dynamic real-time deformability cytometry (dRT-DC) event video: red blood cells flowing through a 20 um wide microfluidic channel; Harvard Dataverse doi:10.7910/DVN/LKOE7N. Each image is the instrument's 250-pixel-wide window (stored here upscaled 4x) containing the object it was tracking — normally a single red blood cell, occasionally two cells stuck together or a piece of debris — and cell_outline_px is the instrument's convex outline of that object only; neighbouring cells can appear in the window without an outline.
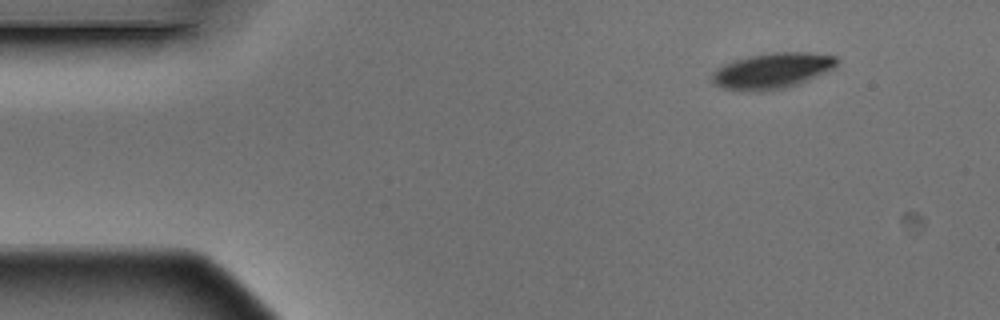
{"species": "Egyptian fruit bat (a non-hibernating species)", "species_latin": "Rousettus aegyptiacus", "temperature_condition": "warm", "stored_images_in_passage": 4, "camera_frame_rate_fps": 3000, "um_per_image_px": 0.085, "animal": {"sex": "male"}, "frame": {"image": 1, "passage_image": 1, "time_ms": 0.0, "image_size_px": [1000, 320], "cell_outline_px": [[840, 60], [832, 68], [824, 72], [796, 84], [784, 88], [760, 92], [724, 88], [716, 84], [712, 80], [712, 72], [716, 68], [732, 60], [748, 56], [772, 52], [812, 52], [836, 56]], "centroid_in_image_um": [65.61, 5.99], "position_along_channel_um": 19.4, "area_um2": 25.78}}
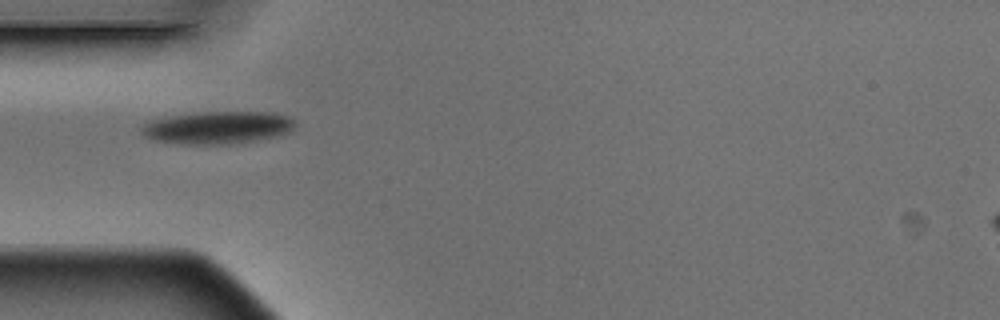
{"frame": {"image": 2, "passage_image": 4, "time_ms": 1.0, "image_size_px": [1000, 320], "cell_outline_px": [[296, 124], [288, 132], [276, 136], [228, 144], [184, 144], [156, 140], [144, 136], [140, 132], [140, 128], [144, 124], [152, 120], [200, 112], [268, 112], [288, 116]], "centroid_in_image_um": [18.48, 10.84], "position_along_channel_um": 66.5, "area_um2": 28.55}}